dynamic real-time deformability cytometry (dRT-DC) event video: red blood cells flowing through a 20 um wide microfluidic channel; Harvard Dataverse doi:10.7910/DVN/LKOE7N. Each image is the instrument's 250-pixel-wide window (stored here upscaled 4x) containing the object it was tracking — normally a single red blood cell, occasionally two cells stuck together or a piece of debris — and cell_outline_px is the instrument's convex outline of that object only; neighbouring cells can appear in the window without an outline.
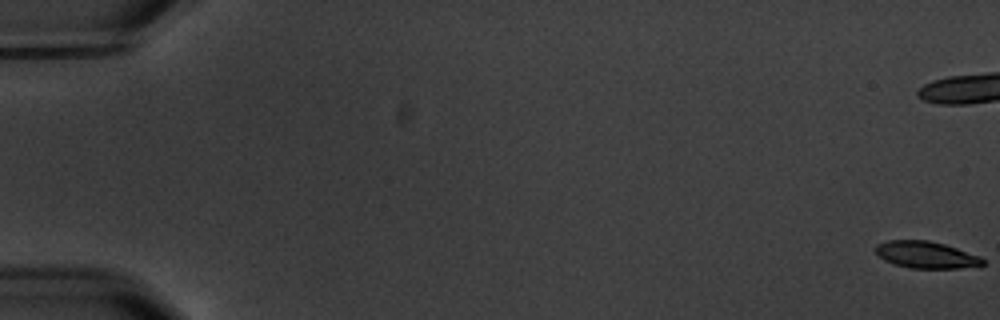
{"species": "common noctule bat (a hibernating species)", "species_latin": "Nyctalus noctula", "temperature_condition": "warm", "stored_images_in_passage": 13, "camera_frame_rate_fps": 3000, "um_per_image_px": 0.085, "animal": {"sex": "male", "body_mass_g": 20.1, "forearm_length_mm": 53.5}, "frame": {"image": 1, "passage_image": 1, "time_ms": 0.0, "image_size_px": [1000, 320], "cell_outline_px": [[984, 264], [960, 268], [908, 268], [884, 260], [876, 252], [876, 244], [888, 240], [928, 240], [944, 244], [980, 256], [984, 260]], "centroid_in_image_um": [78.7, 21.65], "position_along_channel_um": 6.3, "area_um2": 16.59}}